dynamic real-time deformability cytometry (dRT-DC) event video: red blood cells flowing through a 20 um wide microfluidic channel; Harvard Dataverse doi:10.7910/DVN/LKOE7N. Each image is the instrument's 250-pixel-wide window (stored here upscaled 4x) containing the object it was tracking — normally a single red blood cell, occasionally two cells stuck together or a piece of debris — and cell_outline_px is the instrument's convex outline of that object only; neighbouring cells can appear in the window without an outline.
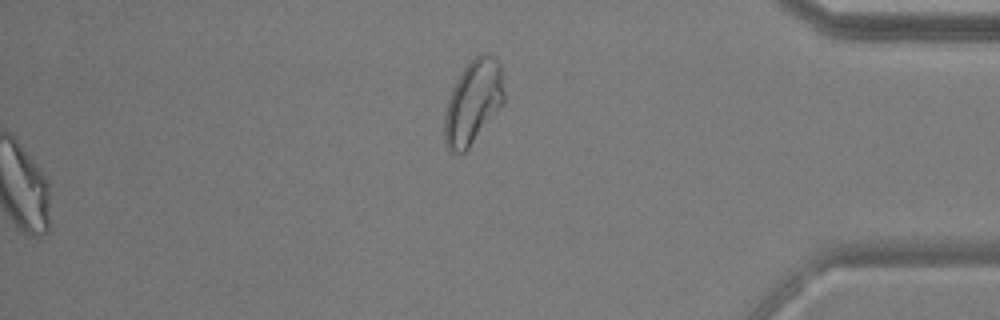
{"species": "common noctule bat (a hibernating species)", "species_latin": "Nyctalus noctula", "temperature_condition": "warm", "stored_images_in_passage": 55, "segment_of_instrument_passage": [2, 2], "camera_frame_rate_fps": 3000, "um_per_image_px": 0.085, "animal": {"sex": "male", "body_mass_g": 17.9, "forearm_length_mm": 54.2}, "frame": {"image": 1, "passage_image": 55, "time_ms": 18.0, "image_size_px": [1000, 320], "cell_outline_px": [[504, 104], [468, 148], [464, 152], [452, 152], [448, 148], [444, 140], [444, 116], [448, 100], [452, 88], [456, 80], [464, 68], [480, 52], [488, 52], [496, 56], [500, 64], [504, 92]], "centroid_in_image_um": [40.23, 8.64], "position_along_channel_um": 395.0, "area_um2": 29.19}}